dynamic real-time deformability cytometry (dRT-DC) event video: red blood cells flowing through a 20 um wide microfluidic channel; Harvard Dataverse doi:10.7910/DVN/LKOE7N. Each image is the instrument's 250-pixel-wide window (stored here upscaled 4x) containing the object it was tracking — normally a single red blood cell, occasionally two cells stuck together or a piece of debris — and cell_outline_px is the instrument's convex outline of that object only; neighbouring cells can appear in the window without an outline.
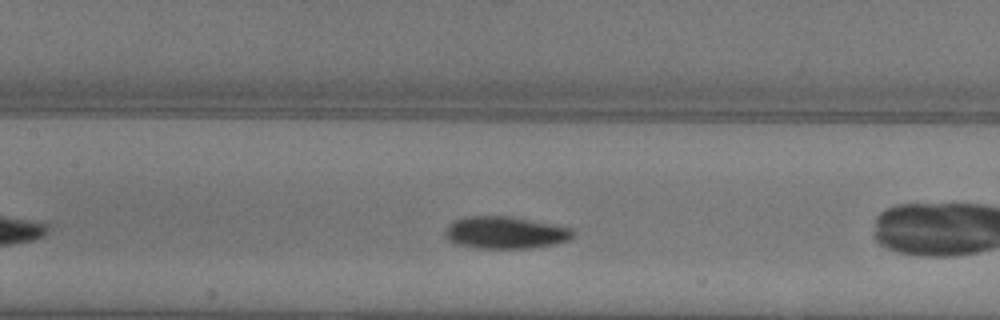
{"species": "common noctule bat (a hibernating species)", "species_latin": "Nyctalus noctula", "temperature_condition": "warm", "stored_images_in_passage": 29, "camera_frame_rate_fps": 3000, "um_per_image_px": 0.085, "animal": {"sex": "female"}, "frame": {"image": 1, "passage_image": 9, "time_ms": 2.667, "image_size_px": [1000, 320], "cell_outline_px": [[576, 232], [568, 240], [552, 244], [532, 248], [476, 248], [460, 244], [448, 240], [444, 236], [444, 232], [448, 224], [464, 216], [512, 216], [572, 228]], "centroid_in_image_um": [42.93, 19.76], "position_along_channel_um": 164.5, "area_um2": 23.99}}
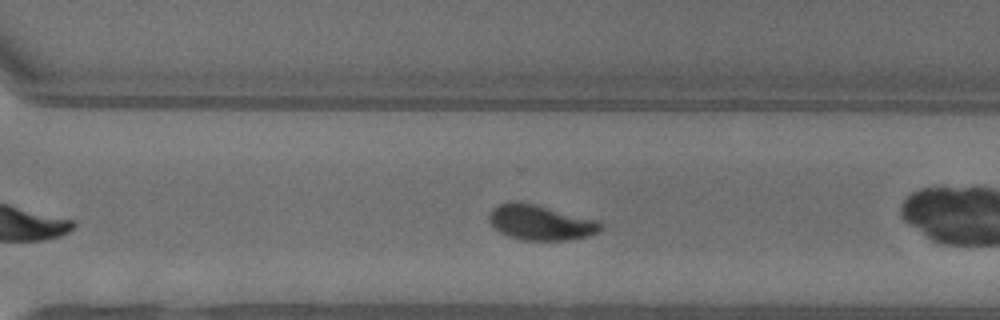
{"frame": {"image": 2, "passage_image": 21, "time_ms": 6.667, "image_size_px": [1000, 320], "cell_outline_px": [[604, 228], [600, 232], [588, 236], [568, 240], [524, 240], [508, 236], [500, 232], [488, 220], [488, 216], [492, 208], [500, 204], [512, 200], [516, 200], [536, 204], [600, 220], [604, 224]], "centroid_in_image_um": [46.0, 18.9], "position_along_channel_um": 324.6, "area_um2": 23.29}, "authors_computed_cell_mechanics": {"area_um2": 23.3512, "velocity_mm_per_s": 4.0215, "shape_relaxation_time_tau1_ms": 2.7247, "shape_relaxation_time_tau2_ms": 2.2281, "deformation_change_tau1": 0.1378, "deformation_change_tau2": 0.063}}